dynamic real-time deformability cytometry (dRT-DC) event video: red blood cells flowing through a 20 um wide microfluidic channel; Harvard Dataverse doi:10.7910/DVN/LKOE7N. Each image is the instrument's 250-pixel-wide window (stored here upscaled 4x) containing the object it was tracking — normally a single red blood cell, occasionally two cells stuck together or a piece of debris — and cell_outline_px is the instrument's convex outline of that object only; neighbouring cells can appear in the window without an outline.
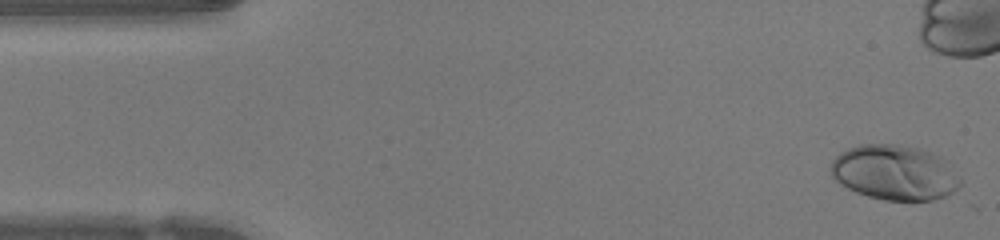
{"species": "human", "species_latin": "Homo sapiens", "temperature_condition": "warm", "stored_images_in_passage": 37, "camera_frame_rate_fps": 3000, "um_per_image_px": 0.085, "donor": {"sex": "female"}, "frame": {"image": 1, "passage_image": 1, "time_ms": 0.0, "image_size_px": [1000, 240], "cell_outline_px": [[960, 184], [952, 192], [944, 196], [932, 200], [912, 204], [884, 200], [868, 196], [856, 192], [840, 184], [832, 176], [832, 160], [840, 152], [848, 148], [860, 144], [896, 144], [920, 148], [940, 156], [944, 160], [960, 180]], "centroid_in_image_um": [76.02, 14.7], "position_along_channel_um": 9.0, "area_um2": 41.85}}
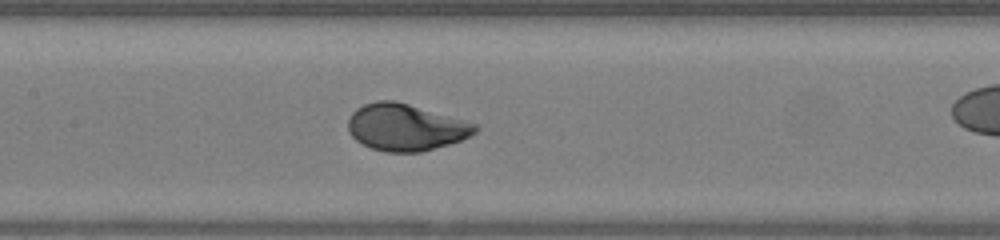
{"frame": {"image": 2, "passage_image": 21, "time_ms": 6.667, "image_size_px": [1000, 240], "cell_outline_px": [[480, 128], [472, 136], [448, 144], [420, 152], [384, 152], [372, 148], [356, 140], [348, 132], [348, 120], [352, 112], [356, 108], [364, 104], [376, 100], [396, 100], [464, 120], [476, 124]], "centroid_in_image_um": [34.47, 10.81], "position_along_channel_um": 172.9, "area_um2": 34.68}}
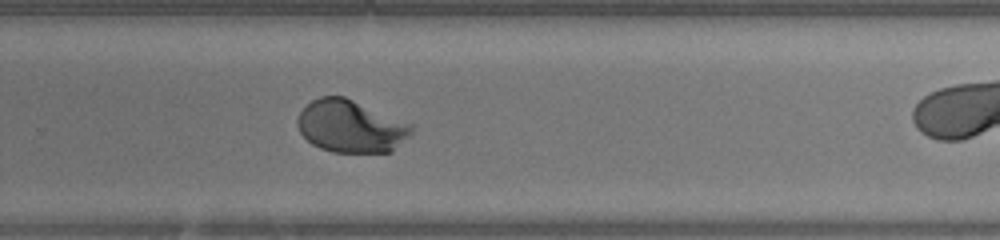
{"frame": {"image": 3, "passage_image": 30, "time_ms": 9.667, "image_size_px": [1000, 240], "cell_outline_px": [[412, 132], [392, 152], [332, 152], [320, 148], [312, 144], [300, 132], [296, 124], [296, 120], [300, 112], [312, 100], [320, 96], [344, 96], [412, 124]], "centroid_in_image_um": [29.79, 10.74], "position_along_channel_um": 300.0, "area_um2": 34.62}}